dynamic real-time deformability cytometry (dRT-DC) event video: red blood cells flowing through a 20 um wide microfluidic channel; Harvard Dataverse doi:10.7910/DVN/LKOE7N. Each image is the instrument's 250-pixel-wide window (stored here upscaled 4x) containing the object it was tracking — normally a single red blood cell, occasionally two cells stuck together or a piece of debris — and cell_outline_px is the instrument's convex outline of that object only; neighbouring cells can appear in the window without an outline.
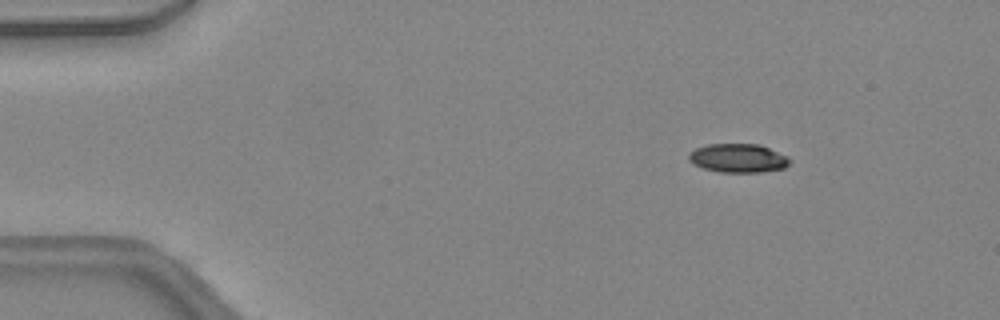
{"species": "common noctule bat (a hibernating species)", "species_latin": "Nyctalus noctula", "temperature_condition": "warm", "stored_images_in_passage": 47, "camera_frame_rate_fps": 3000, "um_per_image_px": 0.085, "animal": {"sex": "female", "body_mass_g": 24.6, "forearm_length_mm": 56.2}, "frame": {"image": 1, "passage_image": 7, "time_ms": 2.0, "image_size_px": [1000, 320], "cell_outline_px": [[792, 160], [784, 168], [760, 172], [720, 172], [704, 168], [688, 160], [688, 152], [696, 148], [708, 144], [760, 144], [788, 156]], "centroid_in_image_um": [62.75, 13.43], "position_along_channel_um": 22.2, "area_um2": 16.94}}
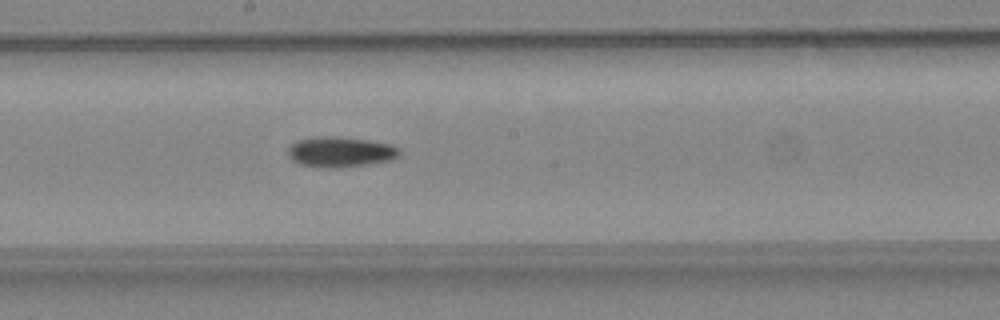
{"frame": {"image": 2, "passage_image": 26, "time_ms": 8.333, "image_size_px": [1000, 320], "cell_outline_px": [[400, 152], [392, 160], [368, 164], [340, 168], [320, 168], [300, 164], [292, 160], [288, 156], [288, 148], [296, 140], [320, 136], [368, 140], [388, 144], [400, 148]], "centroid_in_image_um": [28.9, 12.93], "position_along_channel_um": 219.3, "area_um2": 19.59}}
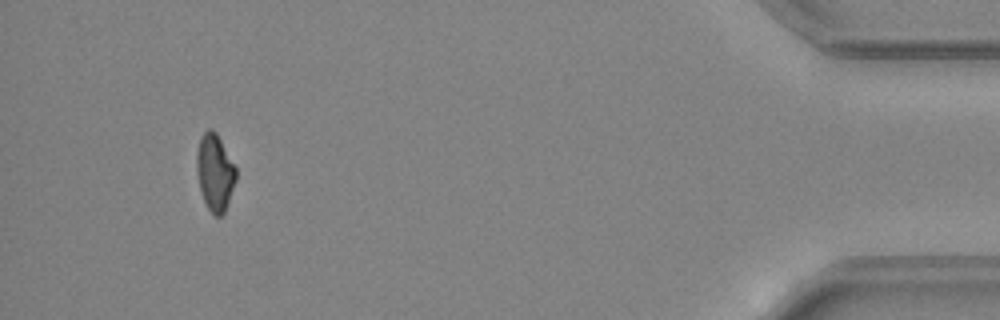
{"frame": {"image": 3, "passage_image": 44, "time_ms": 14.333, "image_size_px": [1000, 320], "cell_outline_px": [[236, 180], [224, 212], [220, 216], [216, 216], [208, 208], [204, 200], [200, 188], [196, 172], [196, 156], [200, 136], [208, 128], [212, 128], [216, 132], [236, 168]], "centroid_in_image_um": [18.25, 14.61], "position_along_channel_um": 416.9, "area_um2": 17.4}}